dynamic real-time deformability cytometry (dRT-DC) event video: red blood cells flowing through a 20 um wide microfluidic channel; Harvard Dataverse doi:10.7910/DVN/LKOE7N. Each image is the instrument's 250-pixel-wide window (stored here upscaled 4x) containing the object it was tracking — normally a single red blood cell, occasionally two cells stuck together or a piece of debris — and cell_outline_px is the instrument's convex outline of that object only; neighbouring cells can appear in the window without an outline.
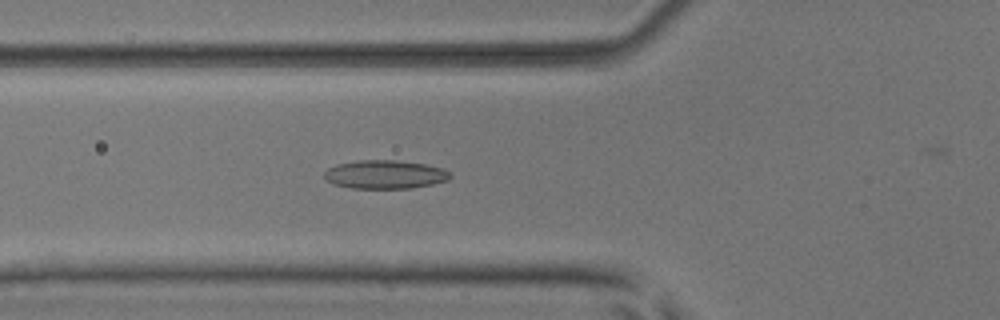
{"species": "common noctule bat (a hibernating species)", "species_latin": "Nyctalus noctula", "temperature_condition": "room temperature", "stored_images_in_passage": 49, "camera_frame_rate_fps": 3000, "um_per_image_px": 0.085, "animal": {"sex": "male", "body_mass_g": 17.9, "forearm_length_mm": 54.2}, "frame": {"image": 1, "passage_image": 20, "time_ms": 6.333, "image_size_px": [1000, 320], "cell_outline_px": [[452, 176], [448, 180], [432, 184], [412, 188], [352, 188], [332, 184], [324, 176], [324, 172], [328, 168], [336, 164], [356, 160], [396, 160], [424, 164], [444, 168]], "centroid_in_image_um": [32.71, 14.82], "position_along_channel_um": 93.1, "area_um2": 20.98}}
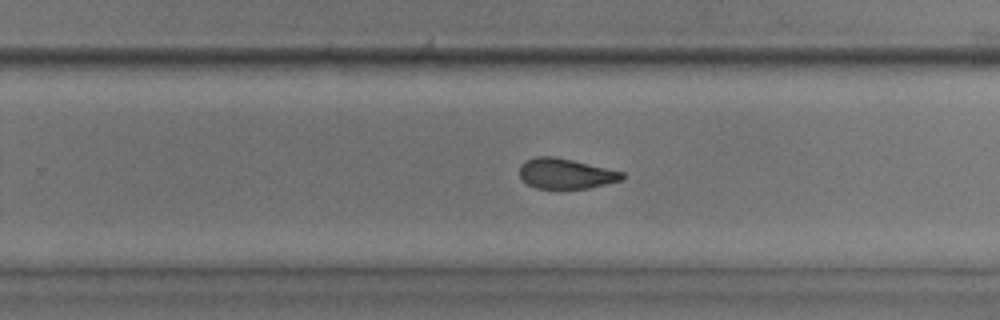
{"frame": {"image": 2, "passage_image": 34, "time_ms": 11.0, "image_size_px": [1000, 320], "cell_outline_px": [[624, 176], [620, 180], [588, 188], [536, 188], [528, 184], [520, 176], [520, 164], [524, 160], [536, 156], [556, 156], [624, 172]], "centroid_in_image_um": [48.05, 14.73], "position_along_channel_um": 281.8, "area_um2": 17.98}}
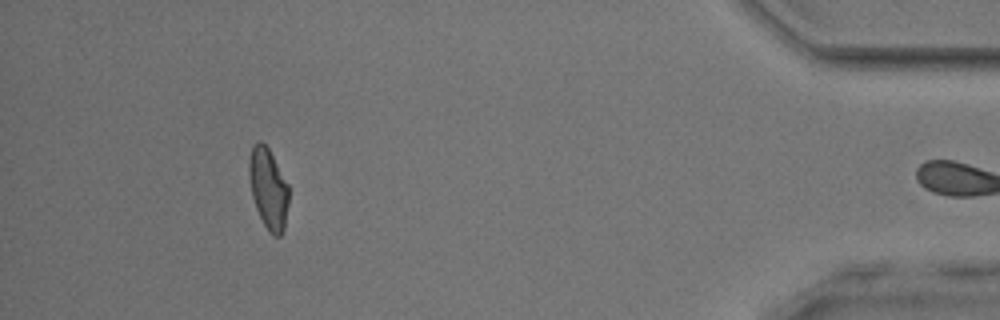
{"frame": {"image": 3, "passage_image": 48, "time_ms": 15.667, "image_size_px": [1000, 320], "cell_outline_px": [[288, 204], [284, 228], [280, 236], [272, 236], [268, 232], [256, 208], [252, 196], [248, 172], [248, 160], [252, 144], [256, 140], [260, 140], [268, 148], [288, 184]], "centroid_in_image_um": [22.78, 16.01], "position_along_channel_um": 412.4, "area_um2": 18.73}, "authors_computed_cell_mechanics": {"area_um2": 19.5942, "velocity_mm_per_s": 4.0481, "shape_relaxation_time_tau1_ms": null, "shape_relaxation_time_tau2_ms": 2.2504, "deformation_change_tau1": null, "deformation_change_tau2": 0.0907}}